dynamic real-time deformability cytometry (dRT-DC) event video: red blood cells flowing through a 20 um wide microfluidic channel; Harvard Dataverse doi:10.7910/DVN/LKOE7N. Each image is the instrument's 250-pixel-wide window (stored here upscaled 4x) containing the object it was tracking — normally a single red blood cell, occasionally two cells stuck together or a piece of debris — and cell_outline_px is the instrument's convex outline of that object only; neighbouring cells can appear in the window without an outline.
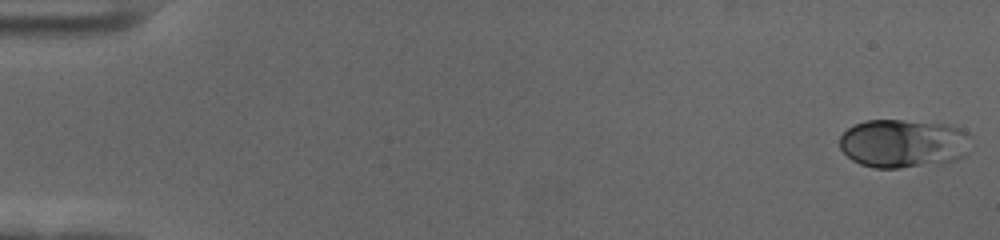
{"species": "human", "species_latin": "Homo sapiens", "temperature_condition": "cold", "stored_images_in_passage": 57, "camera_frame_rate_fps": 3000, "um_per_image_px": 0.085, "donor": {"sex": "female"}, "frame": {"image": 1, "passage_image": 1, "time_ms": 0.0, "image_size_px": [1000, 240], "cell_outline_px": [[972, 136], [968, 152], [964, 156], [956, 160], [900, 168], [872, 168], [860, 164], [852, 160], [840, 148], [840, 136], [848, 128], [864, 120], [900, 120], [948, 124], [960, 128], [968, 132]], "centroid_in_image_um": [76.81, 12.18], "position_along_channel_um": 8.2, "area_um2": 37.4}}
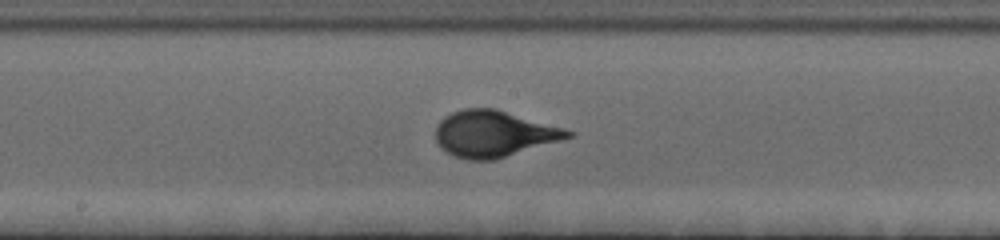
{"frame": {"image": 2, "passage_image": 31, "time_ms": 10.0, "image_size_px": [1000, 240], "cell_outline_px": [[576, 136], [492, 160], [468, 160], [452, 156], [436, 140], [436, 128], [440, 120], [444, 116], [452, 112], [464, 108], [496, 108], [564, 128], [576, 132]], "centroid_in_image_um": [42.0, 11.36], "position_along_channel_um": 206.2, "area_um2": 35.6}}
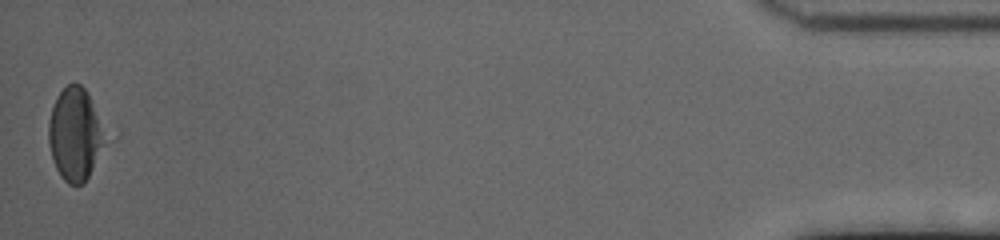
{"frame": {"image": 3, "passage_image": 57, "time_ms": 18.667, "image_size_px": [1000, 240], "cell_outline_px": [[112, 140], [84, 184], [68, 184], [60, 176], [56, 168], [52, 156], [48, 140], [48, 120], [52, 108], [60, 92], [72, 80], [80, 84], [88, 92]], "centroid_in_image_um": [6.49, 11.42], "position_along_channel_um": 428.7, "area_um2": 31.91}}